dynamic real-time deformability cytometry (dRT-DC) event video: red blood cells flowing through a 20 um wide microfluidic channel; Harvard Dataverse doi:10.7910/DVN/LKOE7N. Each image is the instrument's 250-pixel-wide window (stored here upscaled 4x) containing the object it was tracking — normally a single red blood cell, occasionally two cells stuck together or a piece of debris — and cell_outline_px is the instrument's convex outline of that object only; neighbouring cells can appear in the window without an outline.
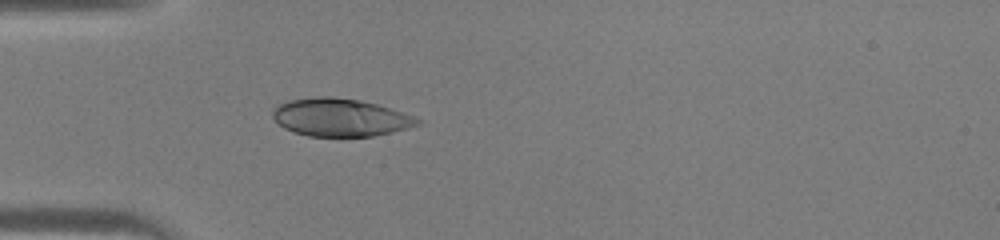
{"species": "human", "species_latin": "Homo sapiens", "temperature_condition": "warm", "stored_images_in_passage": 32, "camera_frame_rate_fps": 3000, "um_per_image_px": 0.085, "donor": {"sex": "male"}, "frame": {"image": 1, "passage_image": 1, "time_ms": 0.0, "image_size_px": [1000, 240], "cell_outline_px": [[424, 120], [420, 124], [408, 128], [392, 132], [372, 136], [308, 136], [292, 132], [284, 128], [272, 116], [272, 108], [276, 104], [288, 100], [316, 96], [332, 96], [360, 100], [376, 104]], "centroid_in_image_um": [28.87, 9.97], "position_along_channel_um": 56.1, "area_um2": 32.02}}
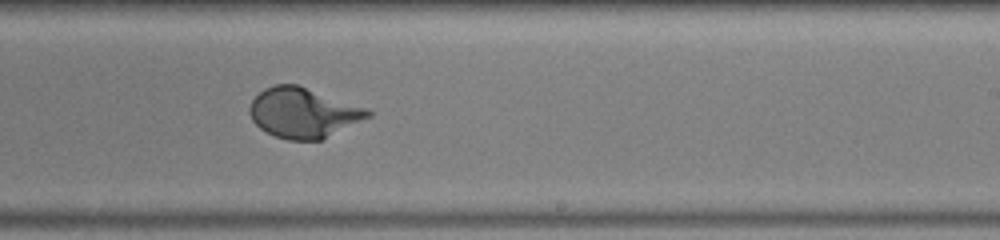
{"frame": {"image": 2, "passage_image": 15, "time_ms": 4.667, "image_size_px": [1000, 240], "cell_outline_px": [[372, 116], [320, 140], [288, 140], [276, 136], [260, 128], [252, 120], [248, 112], [248, 108], [252, 100], [264, 88], [276, 84], [296, 84], [368, 108], [372, 112]], "centroid_in_image_um": [25.77, 9.58], "position_along_channel_um": 263.2, "area_um2": 34.33}}
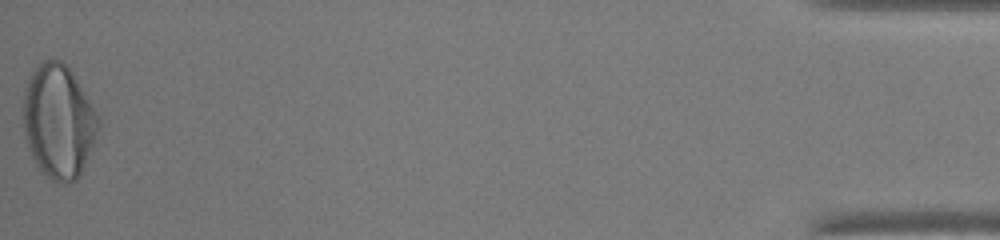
{"frame": {"image": 3, "passage_image": 32, "time_ms": 10.333, "image_size_px": [1000, 240], "cell_outline_px": [[100, 128], [92, 148], [80, 176], [76, 180], [64, 184], [56, 184], [40, 172], [24, 140], [24, 88], [32, 68], [44, 60], [60, 60], [72, 72], [84, 92], [100, 120]], "centroid_in_image_um": [4.96, 10.36], "position_along_channel_um": 430.2, "area_um2": 50.11}}